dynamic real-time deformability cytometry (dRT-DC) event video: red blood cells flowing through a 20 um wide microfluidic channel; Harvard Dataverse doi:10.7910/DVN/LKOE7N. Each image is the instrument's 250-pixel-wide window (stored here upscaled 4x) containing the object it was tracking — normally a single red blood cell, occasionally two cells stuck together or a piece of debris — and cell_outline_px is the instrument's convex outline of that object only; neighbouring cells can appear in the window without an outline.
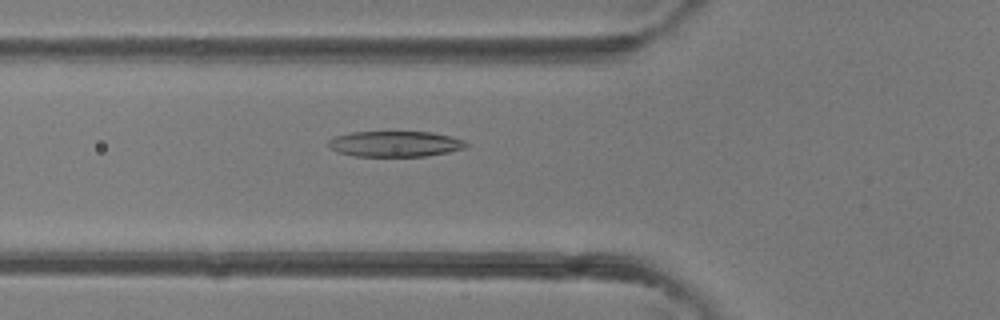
{"species": "common noctule bat (a hibernating species)", "species_latin": "Nyctalus noctula", "temperature_condition": "room temperature", "stored_images_in_passage": 5, "camera_frame_rate_fps": 3000, "um_per_image_px": 0.085, "animal": {"sex": "female"}, "frame": {"image": 1, "passage_image": 5, "time_ms": 4.667, "image_size_px": [1000, 320], "cell_outline_px": [[468, 144], [464, 148], [448, 152], [428, 156], [352, 156], [336, 152], [328, 148], [328, 140], [336, 136], [352, 132], [432, 132], [452, 136], [464, 140]], "centroid_in_image_um": [33.56, 12.23], "position_along_channel_um": 92.2, "area_um2": 20.75}}